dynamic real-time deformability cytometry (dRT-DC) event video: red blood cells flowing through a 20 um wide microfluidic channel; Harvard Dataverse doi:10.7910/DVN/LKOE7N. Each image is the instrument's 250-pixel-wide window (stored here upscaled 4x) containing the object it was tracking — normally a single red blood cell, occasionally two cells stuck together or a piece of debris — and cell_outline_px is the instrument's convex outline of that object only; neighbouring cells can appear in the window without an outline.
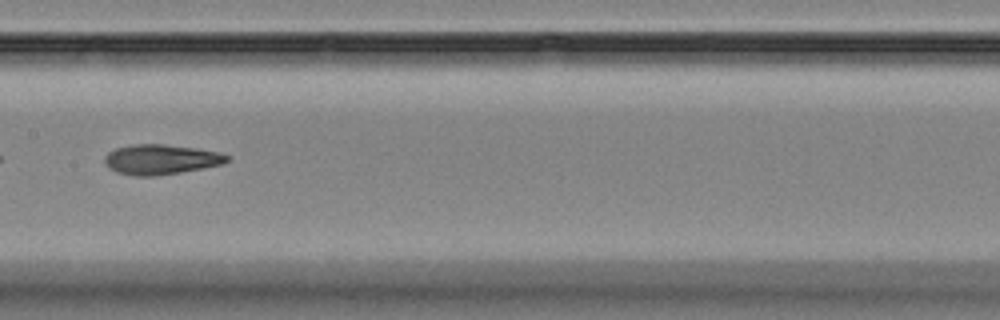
{"species": "Egyptian fruit bat (a non-hibernating species)", "species_latin": "Rousettus aegyptiacus", "temperature_condition": "room temperature", "stored_images_in_passage": 8, "camera_frame_rate_fps": 3000, "um_per_image_px": 0.085, "animal": {"sex": "female"}, "frame": {"image": 1, "passage_image": 5, "time_ms": 5.333, "image_size_px": [1000, 320], "cell_outline_px": [[232, 156], [228, 160], [220, 164], [180, 172], [152, 176], [136, 176], [116, 172], [108, 168], [104, 164], [104, 156], [108, 152], [116, 148], [136, 144], [164, 144], [196, 148], [220, 152]], "centroid_in_image_um": [13.64, 13.54], "position_along_channel_um": 193.8, "area_um2": 21.33}}
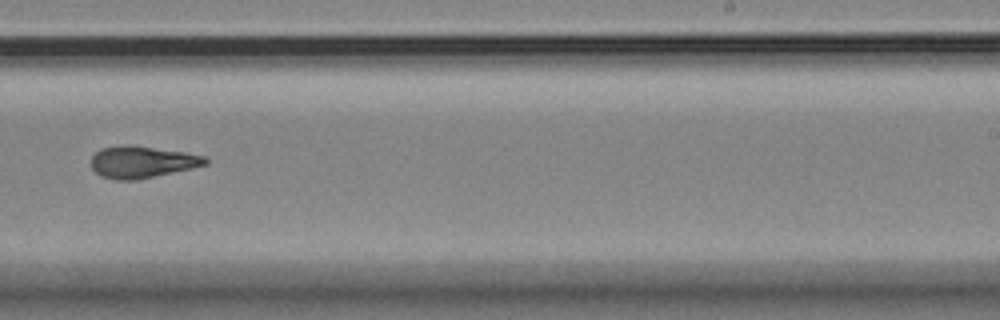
{"frame": {"image": 2, "passage_image": 7, "time_ms": 7.667, "image_size_px": [1000, 320], "cell_outline_px": [[208, 164], [192, 168], [136, 180], [116, 180], [100, 176], [92, 168], [92, 156], [100, 148], [152, 148], [184, 152], [208, 156]], "centroid_in_image_um": [12.12, 13.82], "position_along_channel_um": 276.9, "area_um2": 20.35}}
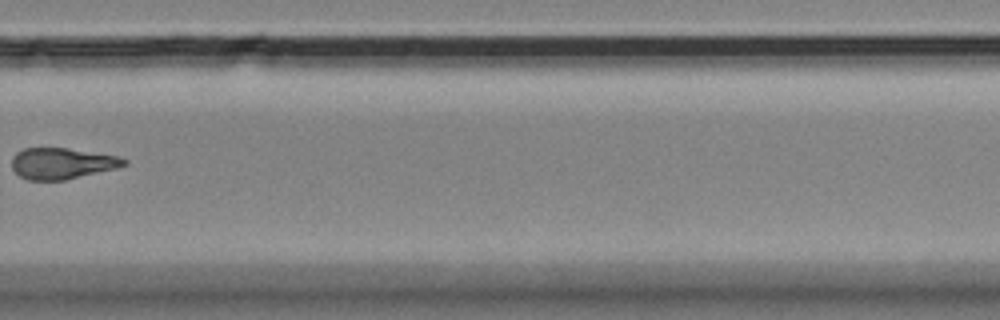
{"frame": {"image": 3, "passage_image": 8, "time_ms": 9.0, "image_size_px": [1000, 320], "cell_outline_px": [[128, 164], [116, 168], [64, 180], [28, 180], [20, 176], [12, 168], [12, 156], [16, 152], [24, 148], [64, 148], [116, 156], [128, 160]], "centroid_in_image_um": [5.23, 13.89], "position_along_channel_um": 324.6, "area_um2": 20.11}}